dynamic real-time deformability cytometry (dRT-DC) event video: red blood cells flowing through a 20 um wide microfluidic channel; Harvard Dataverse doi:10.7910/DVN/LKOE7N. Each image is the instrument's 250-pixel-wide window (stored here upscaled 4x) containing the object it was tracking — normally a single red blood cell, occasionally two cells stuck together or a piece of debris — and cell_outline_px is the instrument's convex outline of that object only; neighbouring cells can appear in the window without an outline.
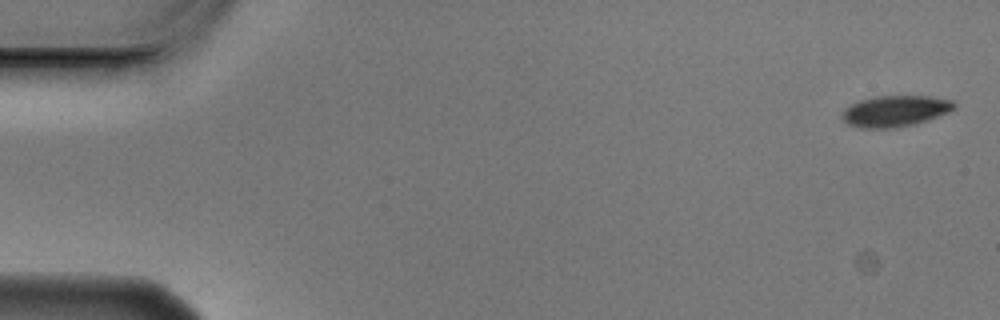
{"species": "Egyptian fruit bat (a non-hibernating species)", "species_latin": "Rousettus aegyptiacus", "temperature_condition": "cold", "stored_images_in_passage": 6, "camera_frame_rate_fps": 3000, "um_per_image_px": 0.085, "animal": {"sex": "male"}, "frame": {"image": 1, "passage_image": 1, "time_ms": 0.0, "image_size_px": [1000, 320], "cell_outline_px": [[956, 108], [948, 112], [928, 120], [916, 124], [896, 128], [860, 128], [848, 124], [840, 116], [844, 108], [860, 100], [876, 96], [932, 96], [952, 100], [956, 104]], "centroid_in_image_um": [76.1, 9.44], "position_along_channel_um": 8.9, "area_um2": 20.52}}
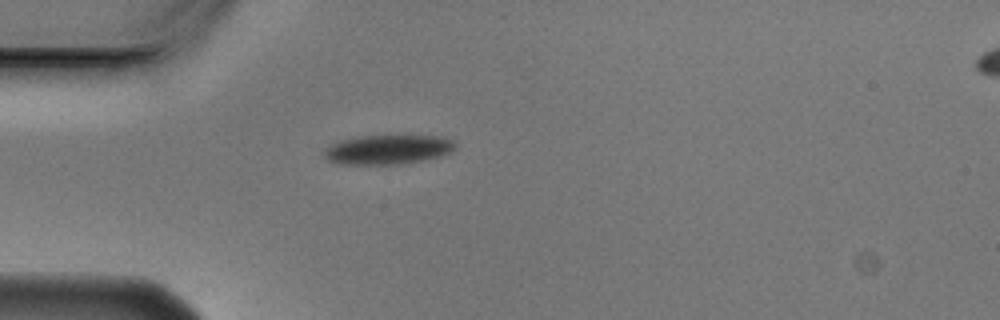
{"frame": {"image": 2, "passage_image": 5, "time_ms": 1.333, "image_size_px": [1000, 320], "cell_outline_px": [[456, 144], [448, 152], [440, 156], [424, 160], [400, 164], [340, 164], [328, 160], [324, 156], [324, 148], [340, 140], [360, 136], [440, 136], [452, 140]], "centroid_in_image_um": [32.92, 12.71], "position_along_channel_um": 52.1, "area_um2": 22.25}}